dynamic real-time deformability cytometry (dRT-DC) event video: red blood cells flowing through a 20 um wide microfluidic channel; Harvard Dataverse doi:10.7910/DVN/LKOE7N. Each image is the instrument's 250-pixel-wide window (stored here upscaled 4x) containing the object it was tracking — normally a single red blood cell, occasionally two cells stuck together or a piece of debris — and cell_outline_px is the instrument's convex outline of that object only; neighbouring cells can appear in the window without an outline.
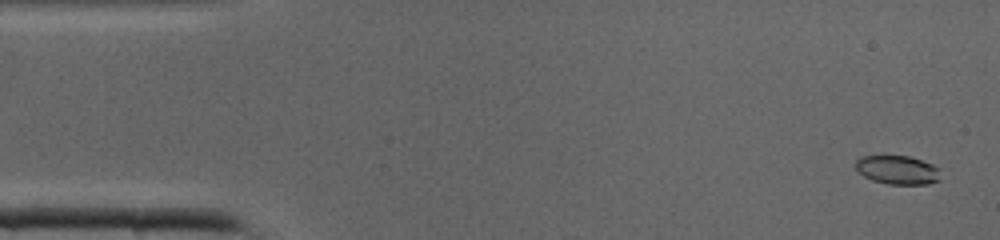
{"species": "common noctule bat (a hibernating species)", "species_latin": "Nyctalus noctula", "temperature_condition": "cold", "stored_images_in_passage": 41, "camera_frame_rate_fps": 3000, "um_per_image_px": 0.085, "animal": {"sex": "male", "body_mass_g": 19.0, "forearm_length_mm": 50.8}, "frame": {"image": 1, "passage_image": 2, "time_ms": 0.333, "image_size_px": [1000, 240], "cell_outline_px": [[940, 180], [928, 184], [888, 184], [872, 180], [864, 176], [856, 168], [856, 160], [860, 156], [908, 156], [932, 164], [940, 168]], "centroid_in_image_um": [76.32, 14.45], "position_along_channel_um": 8.7, "area_um2": 14.22}}
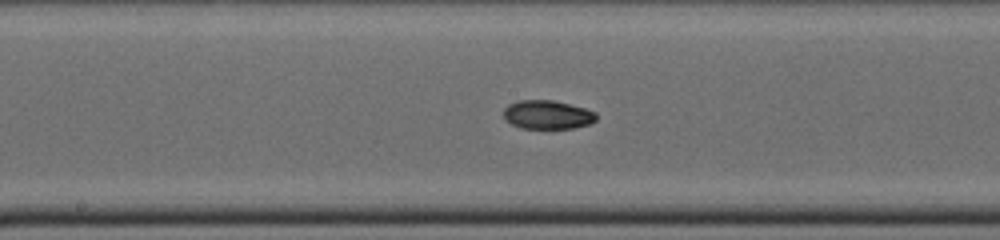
{"frame": {"image": 2, "passage_image": 21, "time_ms": 6.667, "image_size_px": [1000, 240], "cell_outline_px": [[596, 120], [592, 124], [572, 128], [520, 128], [512, 124], [504, 116], [504, 108], [508, 104], [516, 100], [552, 100], [584, 108], [596, 112]], "centroid_in_image_um": [46.54, 9.75], "position_along_channel_um": 201.7, "area_um2": 15.49}}
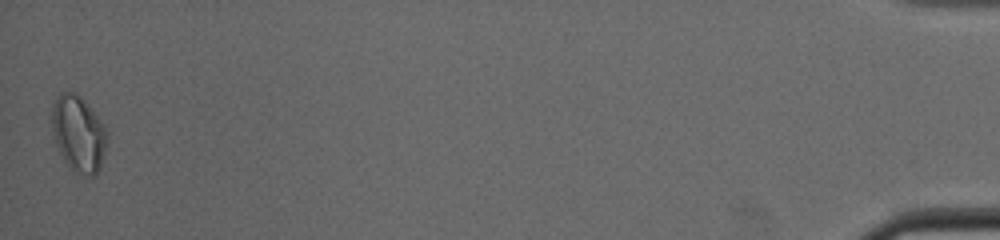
{"frame": {"image": 3, "passage_image": 41, "time_ms": 13.333, "image_size_px": [1000, 240], "cell_outline_px": [[108, 140], [100, 168], [92, 176], [84, 176], [72, 168], [64, 160], [56, 144], [52, 124], [52, 104], [60, 92], [76, 92], [80, 96], [104, 124], [108, 132]], "centroid_in_image_um": [6.69, 11.34], "position_along_channel_um": 428.5, "area_um2": 24.28}}